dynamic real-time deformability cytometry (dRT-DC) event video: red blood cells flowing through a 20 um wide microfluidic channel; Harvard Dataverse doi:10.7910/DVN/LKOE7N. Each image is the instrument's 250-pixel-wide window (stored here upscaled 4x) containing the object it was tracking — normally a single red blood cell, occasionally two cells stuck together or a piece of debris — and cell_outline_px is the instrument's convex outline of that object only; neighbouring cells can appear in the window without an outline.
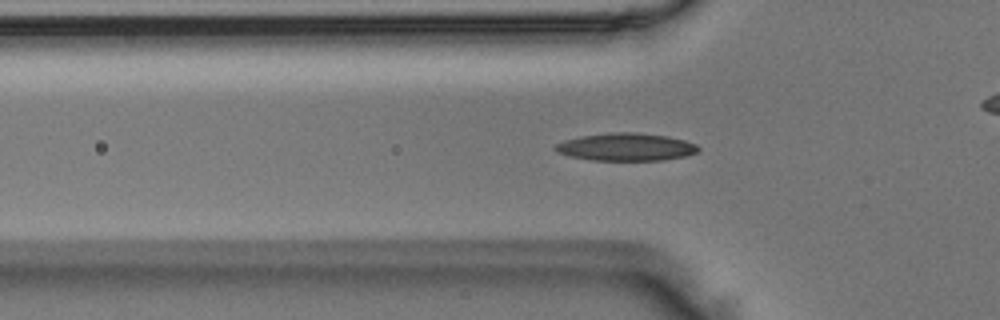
{"species": "Egyptian fruit bat (a non-hibernating species)", "species_latin": "Rousettus aegyptiacus", "temperature_condition": "room temperature", "stored_images_in_passage": 50, "camera_frame_rate_fps": 3000, "um_per_image_px": 0.085, "animal": {"sex": "male"}, "frame": {"image": 1, "passage_image": 15, "time_ms": 4.667, "image_size_px": [1000, 320], "cell_outline_px": [[700, 148], [696, 152], [684, 156], [664, 160], [592, 160], [572, 156], [556, 152], [552, 148], [556, 144], [564, 140], [580, 136], [612, 132], [636, 132], [668, 136], [684, 140], [696, 144]], "centroid_in_image_um": [53.19, 12.48], "position_along_channel_um": 72.6, "area_um2": 23.0}}
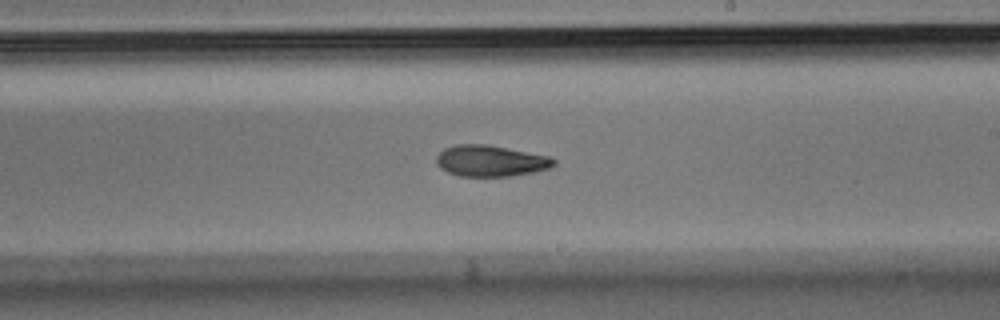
{"frame": {"image": 2, "passage_image": 28, "time_ms": 9.0, "image_size_px": [1000, 320], "cell_outline_px": [[556, 164], [548, 168], [532, 172], [508, 176], [460, 176], [448, 172], [440, 168], [436, 164], [436, 156], [444, 148], [456, 144], [488, 144], [552, 156], [556, 160]], "centroid_in_image_um": [41.7, 13.66], "position_along_channel_um": 247.3, "area_um2": 21.5}}
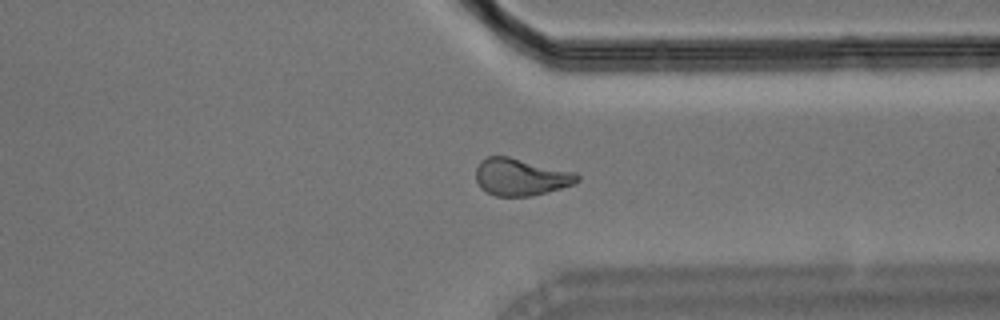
{"frame": {"image": 3, "passage_image": 37, "time_ms": 12.0, "image_size_px": [1000, 320], "cell_outline_px": [[580, 180], [572, 184], [560, 188], [532, 196], [496, 196], [480, 188], [476, 180], [476, 168], [480, 160], [488, 156], [508, 156], [576, 172], [580, 176]], "centroid_in_image_um": [44.25, 15.03], "position_along_channel_um": 367.1, "area_um2": 21.96}}